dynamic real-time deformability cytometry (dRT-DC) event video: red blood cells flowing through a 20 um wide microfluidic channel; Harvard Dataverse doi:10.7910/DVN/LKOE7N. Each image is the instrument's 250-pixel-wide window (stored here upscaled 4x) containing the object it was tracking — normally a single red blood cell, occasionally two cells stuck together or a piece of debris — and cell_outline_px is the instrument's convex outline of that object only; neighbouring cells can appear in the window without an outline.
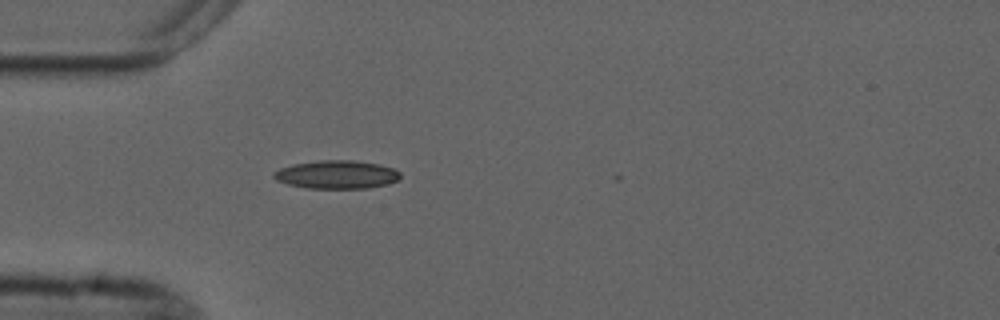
{"species": "common noctule bat (a hibernating species)", "species_latin": "Nyctalus noctula", "temperature_condition": "cold", "stored_images_in_passage": 1, "camera_frame_rate_fps": 3000, "um_per_image_px": 0.085, "animal": {"sex": "male", "forearm_length_mm": 52.5}, "frame": {"image": 1, "passage_image": 1, "time_ms": 0.0, "image_size_px": [1000, 320], "cell_outline_px": [[400, 180], [388, 184], [368, 188], [308, 188], [288, 184], [276, 180], [272, 176], [272, 172], [280, 168], [292, 164], [320, 160], [352, 160], [380, 164], [392, 168], [400, 172]], "centroid_in_image_um": [28.62, 14.83], "position_along_channel_um": 56.4, "area_um2": 20.98}}